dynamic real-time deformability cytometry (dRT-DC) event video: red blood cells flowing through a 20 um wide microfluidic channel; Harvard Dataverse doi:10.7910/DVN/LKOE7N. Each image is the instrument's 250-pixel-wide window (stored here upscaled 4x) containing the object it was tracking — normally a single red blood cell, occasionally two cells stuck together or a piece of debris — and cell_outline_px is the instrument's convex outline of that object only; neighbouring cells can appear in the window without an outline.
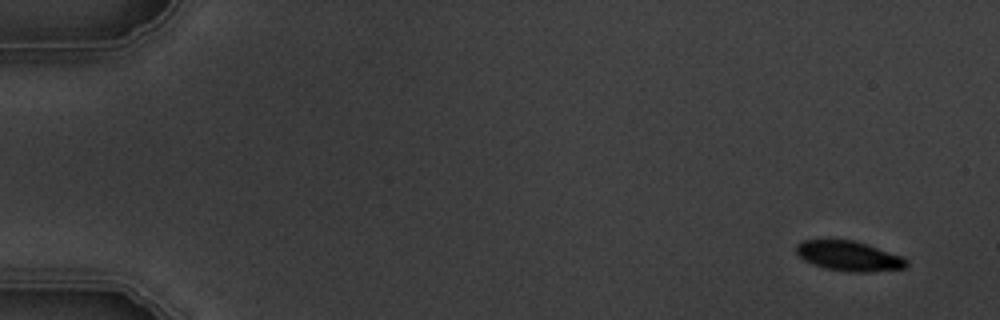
{"species": "common noctule bat (a hibernating species)", "species_latin": "Nyctalus noctula", "temperature_condition": "warm", "stored_images_in_passage": 5, "camera_frame_rate_fps": 3000, "um_per_image_px": 0.085, "animal": {"sex": "male", "body_mass_g": 19.5, "forearm_length_mm": 54.6}, "frame": {"image": 1, "passage_image": 1, "time_ms": 0.0, "image_size_px": [1000, 320], "cell_outline_px": [[908, 264], [904, 268], [868, 272], [848, 272], [828, 268], [804, 260], [796, 252], [796, 244], [800, 240], [852, 240], [904, 256], [908, 260]], "centroid_in_image_um": [72.18, 21.76], "position_along_channel_um": 12.8, "area_um2": 19.02}}
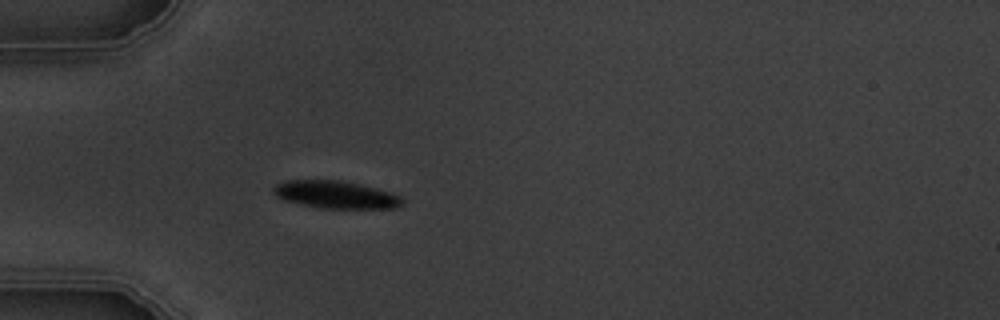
{"frame": {"image": 2, "passage_image": 5, "time_ms": 4.667, "image_size_px": [1000, 320], "cell_outline_px": [[404, 200], [400, 204], [392, 208], [324, 208], [304, 204], [288, 200], [276, 196], [272, 192], [272, 188], [276, 184], [284, 180], [340, 180], [360, 184], [392, 192], [400, 196]], "centroid_in_image_um": [28.53, 16.52], "position_along_channel_um": 56.5, "area_um2": 20.4}}